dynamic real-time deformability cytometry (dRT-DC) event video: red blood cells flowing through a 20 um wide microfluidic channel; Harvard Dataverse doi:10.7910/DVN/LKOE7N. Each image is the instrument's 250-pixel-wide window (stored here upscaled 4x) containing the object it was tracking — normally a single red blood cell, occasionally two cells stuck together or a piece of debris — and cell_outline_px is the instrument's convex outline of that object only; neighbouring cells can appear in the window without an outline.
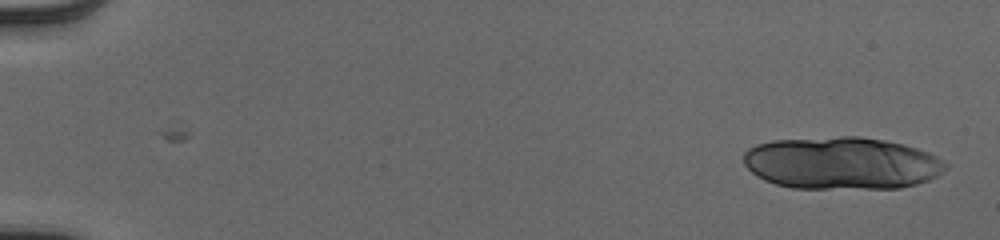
{"species": "human", "species_latin": "Homo sapiens", "temperature_condition": "cold", "stored_images_in_passage": 17, "camera_frame_rate_fps": 3000, "um_per_image_px": 0.085, "donor": {"sex": "male"}, "frame": {"image": 1, "passage_image": 1, "time_ms": 0.0, "image_size_px": [1000, 240], "cell_outline_px": [[948, 168], [944, 172], [928, 180], [916, 184], [900, 188], [792, 188], [776, 184], [764, 180], [756, 176], [744, 164], [744, 152], [748, 148], [756, 144], [772, 140], [840, 136], [860, 136], [884, 140], [904, 144], [928, 152], [936, 156], [948, 164]], "centroid_in_image_um": [71.55, 13.86], "position_along_channel_um": 13.5, "area_um2": 62.02}}